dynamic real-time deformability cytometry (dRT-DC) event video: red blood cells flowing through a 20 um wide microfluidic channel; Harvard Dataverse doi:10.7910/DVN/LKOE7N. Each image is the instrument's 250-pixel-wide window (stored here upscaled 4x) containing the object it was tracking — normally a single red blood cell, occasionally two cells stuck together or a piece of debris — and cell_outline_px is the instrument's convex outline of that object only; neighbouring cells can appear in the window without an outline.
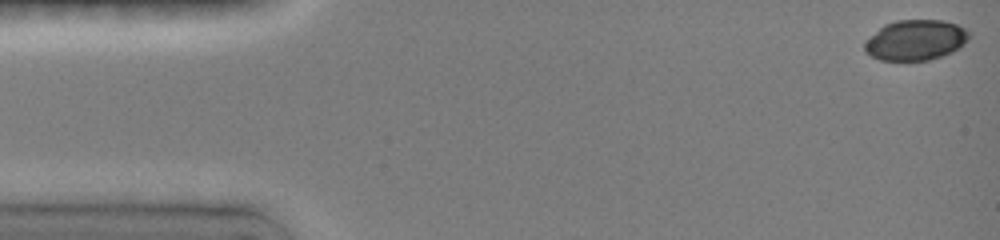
{"species": "common noctule bat (a hibernating species)", "species_latin": "Nyctalus noctula", "temperature_condition": "room temperature", "stored_images_in_passage": 7, "camera_frame_rate_fps": 3000, "um_per_image_px": 0.085, "animal": {"sex": "female", "body_mass_g": 19.0, "forearm_length_mm": 51.5}, "frame": {"image": 1, "passage_image": 1, "time_ms": 0.0, "image_size_px": [1000, 240], "cell_outline_px": [[972, 36], [964, 44], [952, 52], [928, 60], [880, 60], [864, 52], [864, 40], [884, 24], [896, 20], [944, 20], [956, 24], [972, 32]], "centroid_in_image_um": [77.82, 3.39], "position_along_channel_um": 7.2, "area_um2": 24.85}}
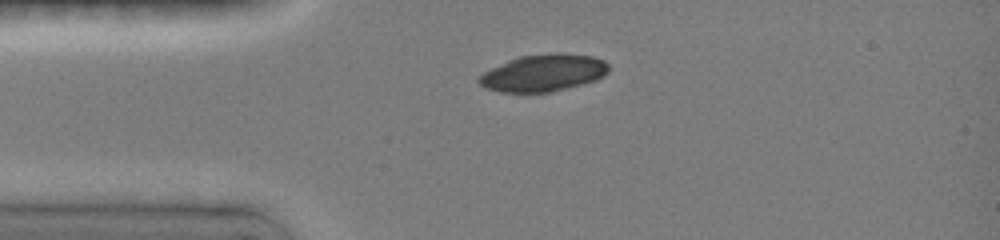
{"frame": {"image": 2, "passage_image": 5, "time_ms": 3.333, "image_size_px": [1000, 240], "cell_outline_px": [[608, 72], [604, 76], [596, 80], [552, 92], [500, 92], [484, 88], [476, 80], [484, 72], [508, 60], [520, 56], [592, 56], [604, 60], [608, 64]], "centroid_in_image_um": [46.15, 6.25], "position_along_channel_um": 38.8, "area_um2": 26.99}}